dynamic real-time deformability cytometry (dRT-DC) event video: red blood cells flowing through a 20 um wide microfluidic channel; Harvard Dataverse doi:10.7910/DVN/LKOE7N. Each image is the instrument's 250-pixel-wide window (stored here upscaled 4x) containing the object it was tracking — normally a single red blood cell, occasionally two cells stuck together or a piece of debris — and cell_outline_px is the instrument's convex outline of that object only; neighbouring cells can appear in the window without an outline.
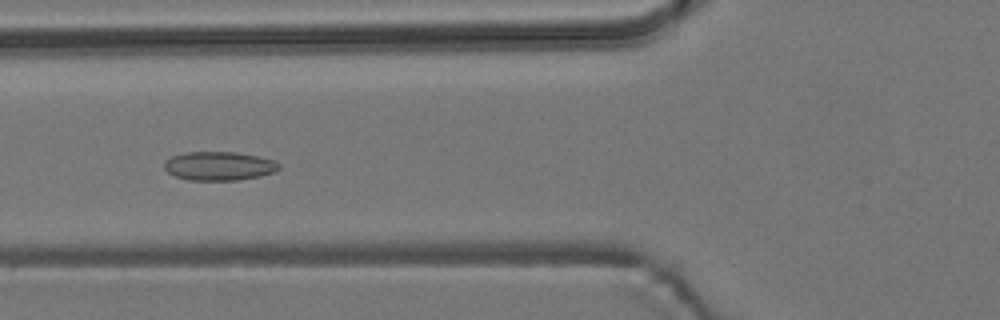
{"species": "common noctule bat (a hibernating species)", "species_latin": "Nyctalus noctula", "temperature_condition": "room temperature", "stored_images_in_passage": 6, "camera_frame_rate_fps": 3000, "um_per_image_px": 0.085, "animal": {"sex": "male", "body_mass_g": 19.2, "forearm_length_mm": 51.8}, "frame": {"image": 1, "passage_image": 6, "time_ms": 1.667, "image_size_px": [1000, 320], "cell_outline_px": [[280, 168], [276, 172], [260, 176], [240, 180], [188, 180], [176, 176], [168, 172], [164, 168], [164, 160], [172, 156], [188, 152], [236, 152], [256, 156], [272, 160], [280, 164]], "centroid_in_image_um": [18.62, 14.11], "position_along_channel_um": 107.2, "area_um2": 19.25}}